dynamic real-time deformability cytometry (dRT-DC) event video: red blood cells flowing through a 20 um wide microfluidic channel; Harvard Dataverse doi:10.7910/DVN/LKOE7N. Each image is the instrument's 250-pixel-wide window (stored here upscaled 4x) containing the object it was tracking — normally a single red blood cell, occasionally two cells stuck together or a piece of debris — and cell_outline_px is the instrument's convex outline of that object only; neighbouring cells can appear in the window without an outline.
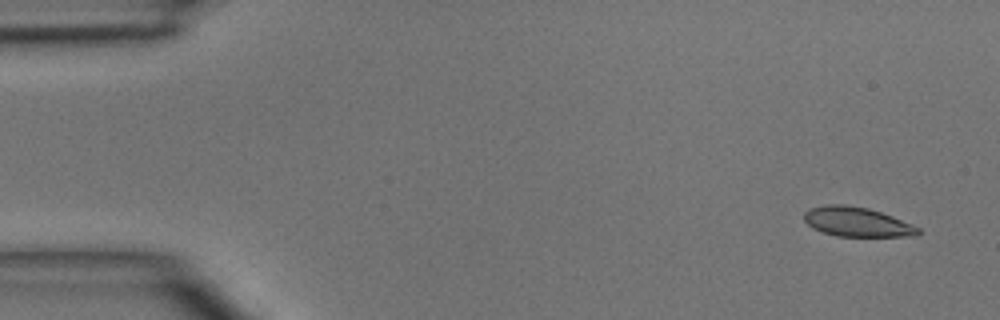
{"species": "common noctule bat (a hibernating species)", "species_latin": "Nyctalus noctula", "temperature_condition": "room temperature", "stored_images_in_passage": 4, "camera_frame_rate_fps": 3000, "um_per_image_px": 0.085, "animal": {"sex": "male", "body_mass_g": 15.6}, "frame": {"image": 1, "passage_image": 1, "time_ms": 0.0, "image_size_px": [1000, 320], "cell_outline_px": [[920, 236], [836, 236], [812, 228], [804, 220], [804, 212], [808, 208], [828, 204], [844, 204], [868, 208], [892, 216], [912, 224], [920, 228]], "centroid_in_image_um": [72.84, 18.86], "position_along_channel_um": 12.2, "area_um2": 19.65}}
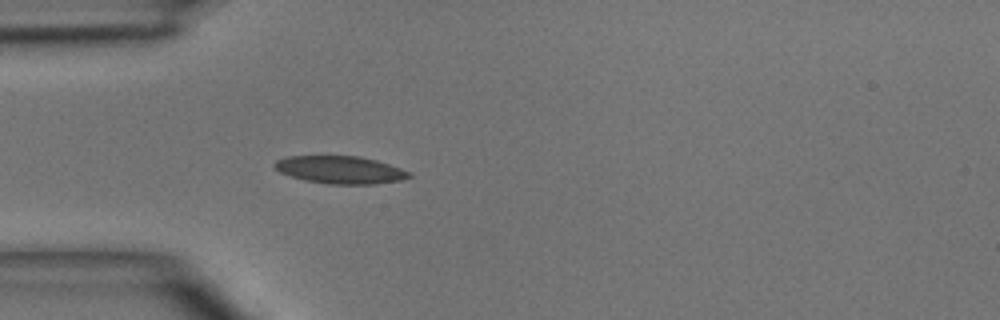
{"frame": {"image": 2, "passage_image": 4, "time_ms": 3.667, "image_size_px": [1000, 320], "cell_outline_px": [[412, 176], [400, 180], [376, 184], [328, 184], [304, 180], [280, 172], [272, 164], [276, 160], [288, 156], [360, 156], [376, 160], [412, 172]], "centroid_in_image_um": [28.93, 14.43], "position_along_channel_um": 56.1, "area_um2": 21.62}}